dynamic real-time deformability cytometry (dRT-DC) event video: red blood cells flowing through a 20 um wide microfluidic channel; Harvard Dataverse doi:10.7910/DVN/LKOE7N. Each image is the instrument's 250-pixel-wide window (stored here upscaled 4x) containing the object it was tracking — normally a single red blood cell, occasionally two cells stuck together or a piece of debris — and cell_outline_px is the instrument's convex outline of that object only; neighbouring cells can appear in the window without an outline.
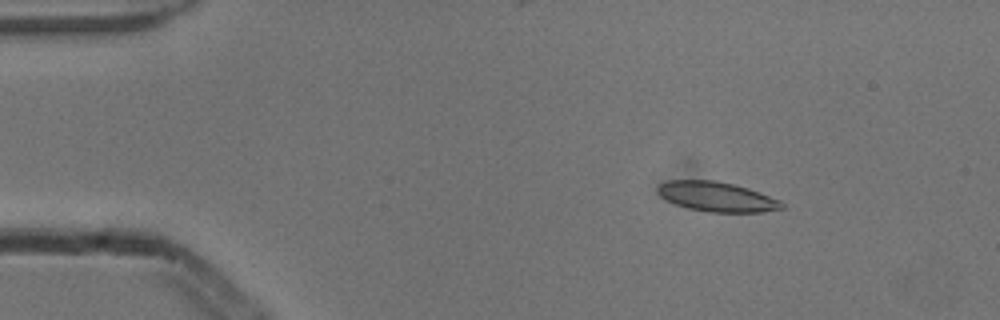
{"species": "common noctule bat (a hibernating species)", "species_latin": "Nyctalus noctula", "temperature_condition": "cold", "stored_images_in_passage": 6, "camera_frame_rate_fps": 3000, "um_per_image_px": 0.085, "animal": {"sex": "male", "body_mass_g": 13.3}, "frame": {"image": 1, "passage_image": 2, "time_ms": 0.333, "image_size_px": [1000, 320], "cell_outline_px": [[784, 208], [764, 212], [708, 212], [688, 208], [676, 204], [660, 196], [656, 188], [660, 184], [668, 180], [716, 180], [748, 188], [760, 192], [780, 200], [784, 204]], "centroid_in_image_um": [60.94, 16.72], "position_along_channel_um": 24.1, "area_um2": 21.5}}
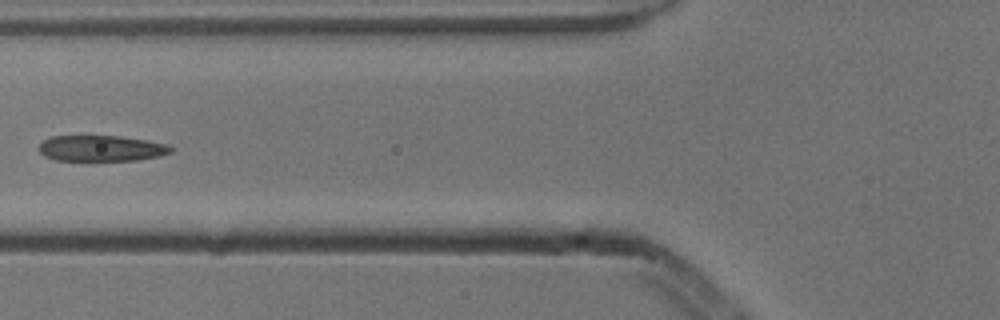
{"frame": {"image": 2, "passage_image": 5, "time_ms": 1.333, "image_size_px": [1000, 320], "cell_outline_px": [[172, 152], [160, 156], [136, 160], [56, 160], [44, 156], [40, 152], [40, 144], [44, 140], [52, 136], [120, 136], [168, 144], [172, 148]], "centroid_in_image_um": [8.62, 12.61], "position_along_channel_um": 117.2, "area_um2": 19.71}}
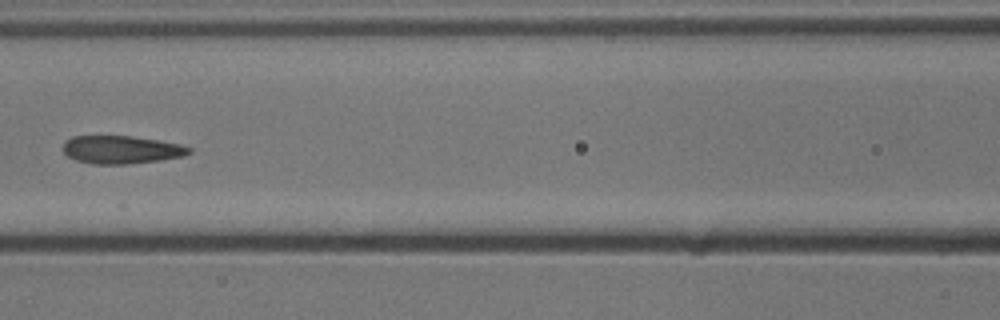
{"frame": {"image": 3, "passage_image": 6, "time_ms": 1.667, "image_size_px": [1000, 320], "cell_outline_px": [[192, 152], [184, 156], [160, 160], [128, 164], [92, 164], [76, 160], [68, 156], [64, 152], [64, 144], [72, 136], [132, 136], [180, 144], [192, 148]], "centroid_in_image_um": [10.34, 12.73], "position_along_channel_um": 156.3, "area_um2": 20.46}}